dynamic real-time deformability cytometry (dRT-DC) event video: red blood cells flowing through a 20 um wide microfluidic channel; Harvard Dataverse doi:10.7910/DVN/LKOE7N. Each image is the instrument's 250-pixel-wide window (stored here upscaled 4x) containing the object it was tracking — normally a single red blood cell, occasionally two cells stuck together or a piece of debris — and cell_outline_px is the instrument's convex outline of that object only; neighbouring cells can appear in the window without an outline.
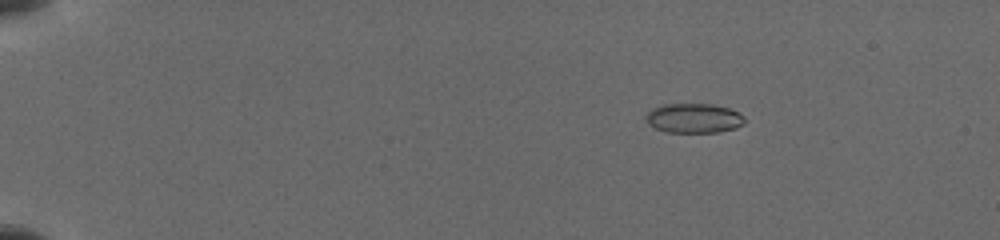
{"species": "common noctule bat (a hibernating species)", "species_latin": "Nyctalus noctula", "temperature_condition": "cold", "stored_images_in_passage": 28, "camera_frame_rate_fps": 3000, "um_per_image_px": 0.085, "animal": {"sex": "female", "body_mass_g": 19.5, "forearm_length_mm": 54.1}, "frame": {"image": 1, "passage_image": 5, "time_ms": 3.0, "image_size_px": [1000, 240], "cell_outline_px": [[744, 124], [736, 128], [720, 132], [668, 132], [656, 128], [648, 124], [644, 116], [652, 108], [664, 104], [712, 104], [728, 108], [744, 116]], "centroid_in_image_um": [58.96, 10.05], "position_along_channel_um": 26.0, "area_um2": 16.99}}
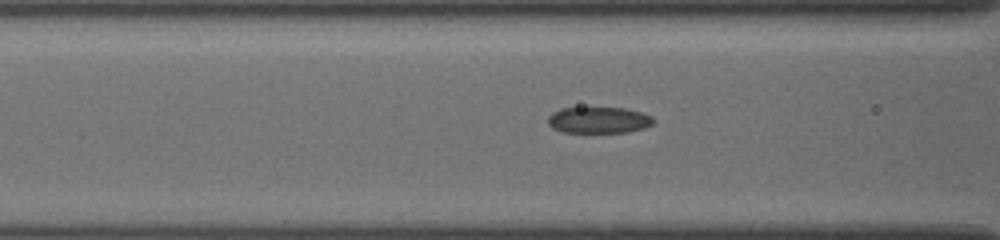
{"frame": {"image": 2, "passage_image": 21, "time_ms": 8.0, "image_size_px": [1000, 240], "cell_outline_px": [[656, 120], [652, 124], [644, 128], [628, 132], [564, 132], [552, 128], [548, 124], [548, 116], [552, 112], [560, 108], [624, 108], [640, 112], [652, 116]], "centroid_in_image_um": [50.89, 10.2], "position_along_channel_um": 115.7, "area_um2": 16.18}}
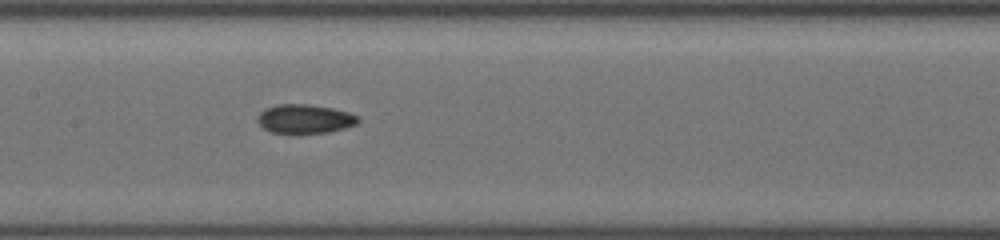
{"frame": {"image": 3, "passage_image": 27, "time_ms": 9.667, "image_size_px": [1000, 240], "cell_outline_px": [[360, 120], [356, 124], [344, 128], [328, 132], [272, 132], [264, 128], [256, 120], [256, 116], [264, 108], [280, 104], [308, 104], [332, 108], [348, 112], [356, 116]], "centroid_in_image_um": [25.88, 10.08], "position_along_channel_um": 181.5, "area_um2": 16.7}}